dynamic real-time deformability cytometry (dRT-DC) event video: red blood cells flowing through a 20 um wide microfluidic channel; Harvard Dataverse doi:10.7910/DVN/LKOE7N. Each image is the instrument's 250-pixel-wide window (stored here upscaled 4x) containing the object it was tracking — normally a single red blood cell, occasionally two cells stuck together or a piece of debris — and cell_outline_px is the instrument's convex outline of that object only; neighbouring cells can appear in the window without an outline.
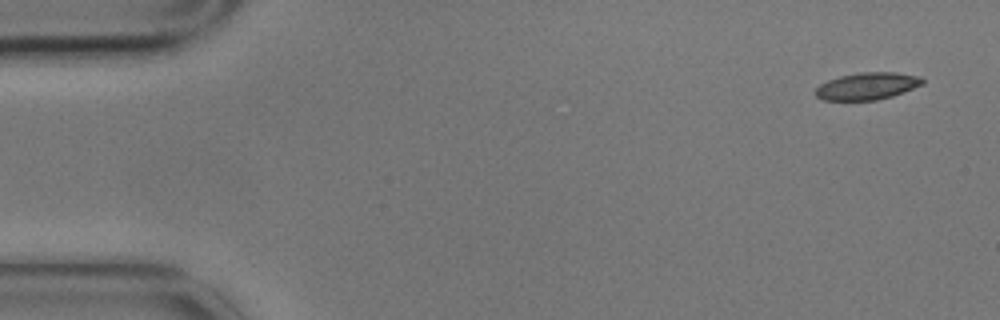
{"species": "common noctule bat (a hibernating species)", "species_latin": "Nyctalus noctula", "temperature_condition": "cold", "stored_images_in_passage": 8, "camera_frame_rate_fps": 3000, "um_per_image_px": 0.085, "animal": {"sex": "male", "body_mass_g": 17.9}, "frame": {"image": 1, "passage_image": 1, "time_ms": 0.0, "image_size_px": [1000, 320], "cell_outline_px": [[924, 84], [892, 96], [876, 100], [824, 100], [816, 96], [816, 88], [820, 84], [828, 80], [840, 76], [860, 72], [896, 72], [920, 76], [924, 80]], "centroid_in_image_um": [73.73, 7.31], "position_along_channel_um": 11.3, "area_um2": 16.88}}
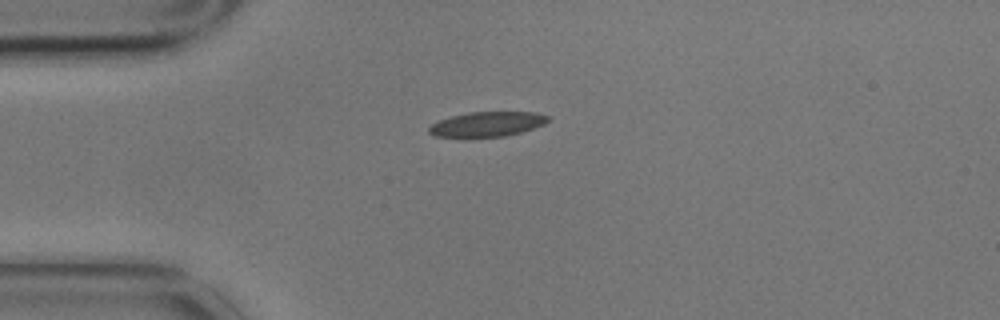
{"frame": {"image": 2, "passage_image": 4, "time_ms": 1.0, "image_size_px": [1000, 320], "cell_outline_px": [[548, 120], [544, 124], [520, 132], [504, 136], [436, 136], [428, 132], [428, 128], [432, 124], [440, 120], [452, 116], [468, 112], [536, 112], [548, 116]], "centroid_in_image_um": [41.41, 10.53], "position_along_channel_um": 43.6, "area_um2": 16.76}}